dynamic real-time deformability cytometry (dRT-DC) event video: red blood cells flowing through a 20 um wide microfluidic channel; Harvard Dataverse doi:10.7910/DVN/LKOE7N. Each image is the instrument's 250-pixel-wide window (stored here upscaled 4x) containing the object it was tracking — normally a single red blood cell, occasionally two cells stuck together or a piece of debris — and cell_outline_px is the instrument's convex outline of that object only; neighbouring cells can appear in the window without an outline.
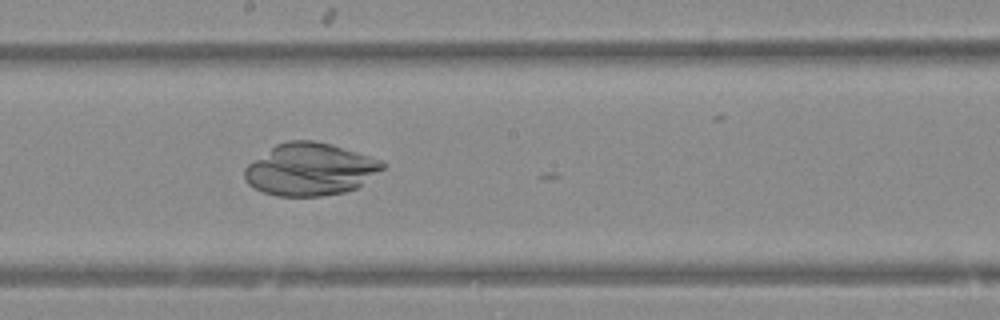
{"species": "Egyptian fruit bat (a non-hibernating species)", "species_latin": "Rousettus aegyptiacus", "temperature_condition": "warm", "stored_images_in_passage": 41, "camera_frame_rate_fps": 3000, "um_per_image_px": 0.085, "animal": {"sex": "female"}, "frame": {"image": 1, "passage_image": 27, "time_ms": 8.667, "image_size_px": [1000, 320], "cell_outline_px": [[384, 168], [356, 188], [344, 192], [320, 196], [276, 196], [264, 192], [248, 184], [244, 180], [244, 168], [248, 164], [276, 144], [288, 140], [312, 140], [328, 144], [368, 156], [380, 160], [384, 164]], "centroid_in_image_um": [26.31, 14.4], "position_along_channel_um": 221.9, "area_um2": 41.56}}
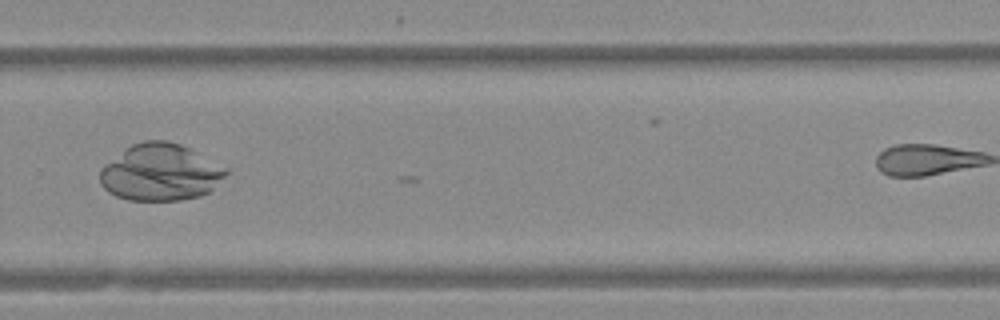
{"frame": {"image": 2, "passage_image": 34, "time_ms": 11.0, "image_size_px": [1000, 320], "cell_outline_px": [[228, 172], [208, 192], [200, 196], [180, 200], [128, 200], [116, 196], [108, 192], [100, 184], [100, 168], [132, 144], [144, 140], [168, 140], [180, 144], [228, 168]], "centroid_in_image_um": [13.61, 14.65], "position_along_channel_um": 316.2, "area_um2": 41.44}}
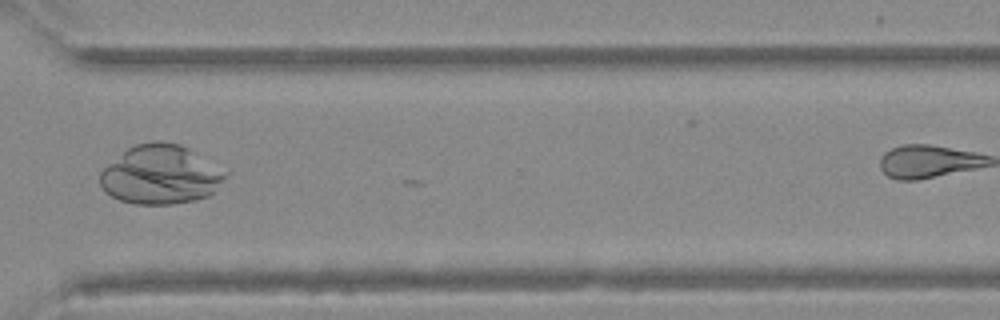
{"frame": {"image": 3, "passage_image": 37, "time_ms": 12.0, "image_size_px": [1000, 320], "cell_outline_px": [[228, 172], [212, 192], [208, 196], [196, 200], [172, 204], [136, 204], [120, 200], [104, 192], [100, 184], [100, 172], [108, 164], [128, 148], [136, 144], [152, 140], [160, 140], [180, 144], [188, 148]], "centroid_in_image_um": [13.62, 14.84], "position_along_channel_um": 357.0, "area_um2": 42.95}}